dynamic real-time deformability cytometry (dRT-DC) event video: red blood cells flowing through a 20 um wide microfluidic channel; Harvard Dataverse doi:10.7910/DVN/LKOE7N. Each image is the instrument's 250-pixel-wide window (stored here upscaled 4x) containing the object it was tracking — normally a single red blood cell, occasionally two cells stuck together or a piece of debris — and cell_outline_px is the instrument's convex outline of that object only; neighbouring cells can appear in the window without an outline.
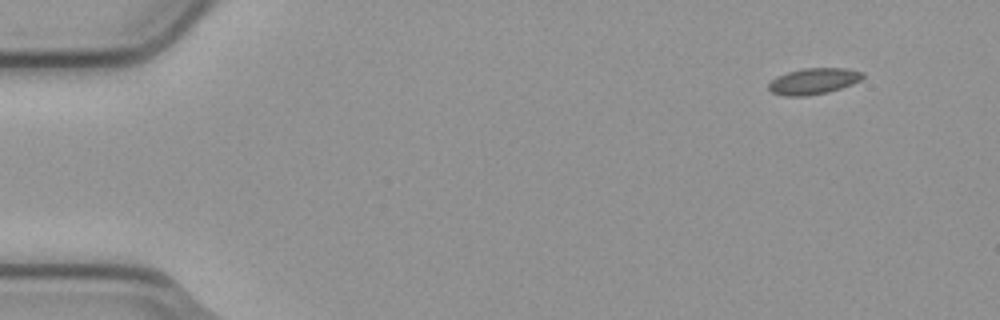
{"species": "common noctule bat (a hibernating species)", "species_latin": "Nyctalus noctula", "temperature_condition": "cold", "stored_images_in_passage": 5, "camera_frame_rate_fps": 3000, "um_per_image_px": 0.085, "animal": {"sex": "male", "body_mass_g": 23.1, "forearm_length_mm": 52.7}, "frame": {"image": 1, "passage_image": 1, "time_ms": 0.0, "image_size_px": [1000, 320], "cell_outline_px": [[864, 76], [860, 80], [852, 84], [828, 92], [804, 96], [784, 96], [772, 92], [768, 88], [768, 84], [776, 76], [788, 72], [804, 68], [848, 68], [864, 72]], "centroid_in_image_um": [69.15, 6.89], "position_along_channel_um": 15.8, "area_um2": 14.33}}
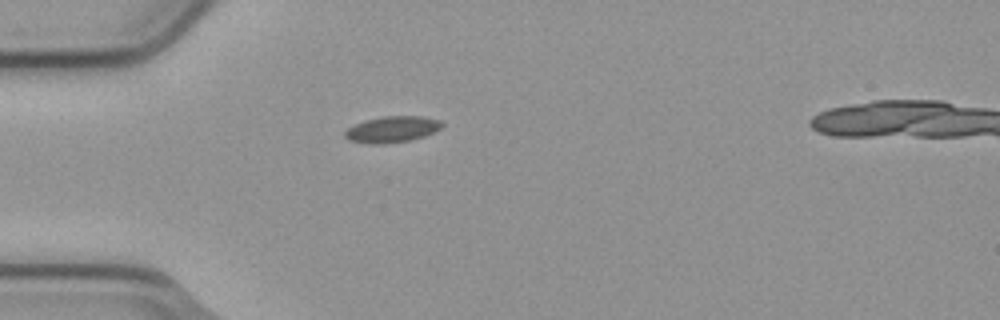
{"frame": {"image": 2, "passage_image": 4, "time_ms": 1.0, "image_size_px": [1000, 320], "cell_outline_px": [[444, 124], [440, 128], [424, 136], [408, 140], [376, 144], [372, 144], [348, 140], [344, 136], [344, 132], [348, 128], [364, 120], [384, 116], [424, 116], [440, 120]], "centroid_in_image_um": [33.32, 10.98], "position_along_channel_um": 51.7, "area_um2": 14.62}}